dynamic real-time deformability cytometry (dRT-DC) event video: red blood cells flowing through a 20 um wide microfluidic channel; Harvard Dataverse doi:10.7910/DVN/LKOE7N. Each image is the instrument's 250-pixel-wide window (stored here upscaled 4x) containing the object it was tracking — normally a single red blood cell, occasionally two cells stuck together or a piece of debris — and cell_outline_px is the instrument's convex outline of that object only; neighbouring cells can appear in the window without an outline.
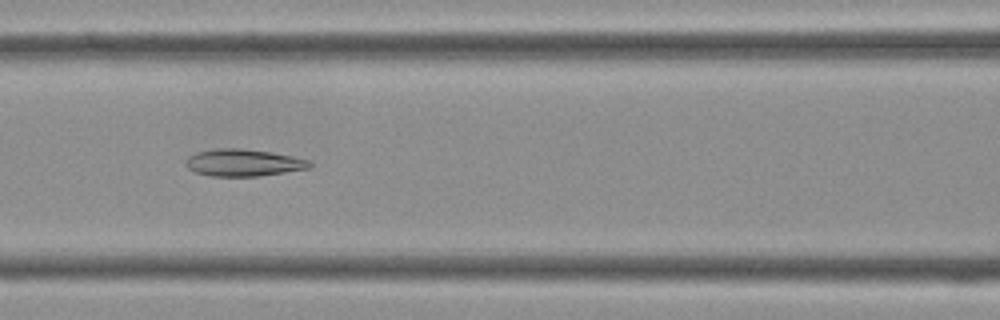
{"species": "Egyptian fruit bat (a non-hibernating species)", "species_latin": "Rousettus aegyptiacus", "temperature_condition": "cold", "stored_images_in_passage": 42, "camera_frame_rate_fps": 3000, "um_per_image_px": 0.085, "frame": {"image": 1, "passage_image": 18, "time_ms": 5.667, "image_size_px": [1000, 320], "cell_outline_px": [[312, 168], [256, 176], [212, 176], [196, 172], [188, 168], [184, 164], [188, 156], [196, 152], [216, 148], [240, 148], [268, 152], [292, 156], [312, 160]], "centroid_in_image_um": [20.69, 13.82], "position_along_channel_um": 145.9, "area_um2": 19.54}}
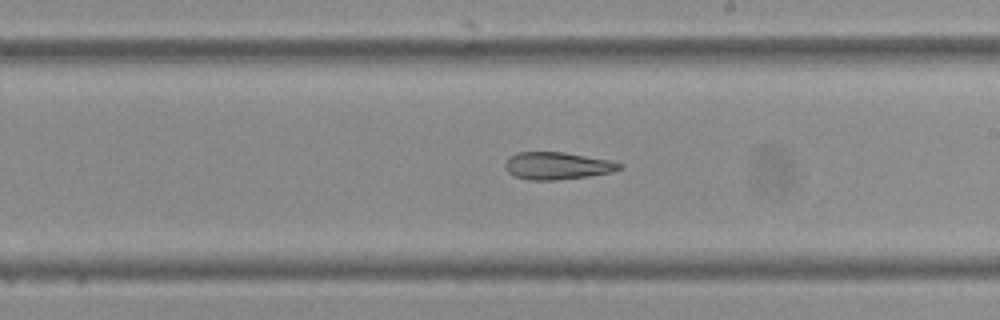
{"frame": {"image": 2, "passage_image": 24, "time_ms": 7.667, "image_size_px": [1000, 320], "cell_outline_px": [[624, 168], [612, 172], [588, 176], [556, 180], [528, 180], [516, 176], [508, 172], [504, 168], [504, 164], [508, 156], [516, 152], [564, 152], [612, 160], [624, 164]], "centroid_in_image_um": [47.38, 14.08], "position_along_channel_um": 241.6, "area_um2": 18.5}}
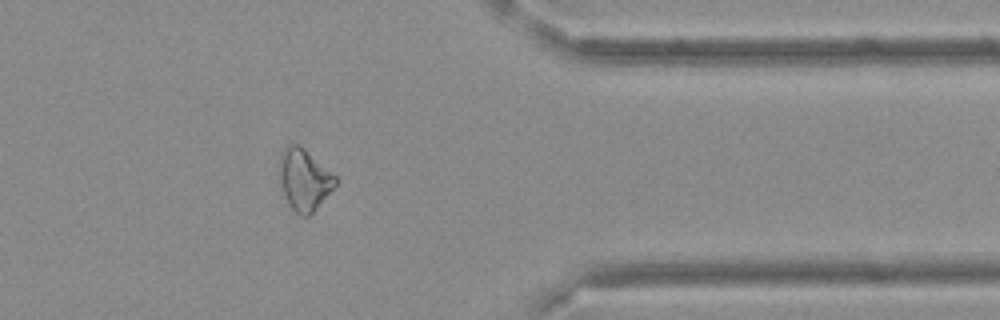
{"frame": {"image": 3, "passage_image": 34, "time_ms": 11.0, "image_size_px": [1000, 320], "cell_outline_px": [[340, 180], [312, 212], [308, 216], [300, 216], [288, 204], [284, 196], [280, 184], [280, 156], [284, 148], [288, 144], [296, 144], [304, 148], [336, 176]], "centroid_in_image_um": [25.85, 15.26], "position_along_channel_um": 385.5, "area_um2": 19.83}}